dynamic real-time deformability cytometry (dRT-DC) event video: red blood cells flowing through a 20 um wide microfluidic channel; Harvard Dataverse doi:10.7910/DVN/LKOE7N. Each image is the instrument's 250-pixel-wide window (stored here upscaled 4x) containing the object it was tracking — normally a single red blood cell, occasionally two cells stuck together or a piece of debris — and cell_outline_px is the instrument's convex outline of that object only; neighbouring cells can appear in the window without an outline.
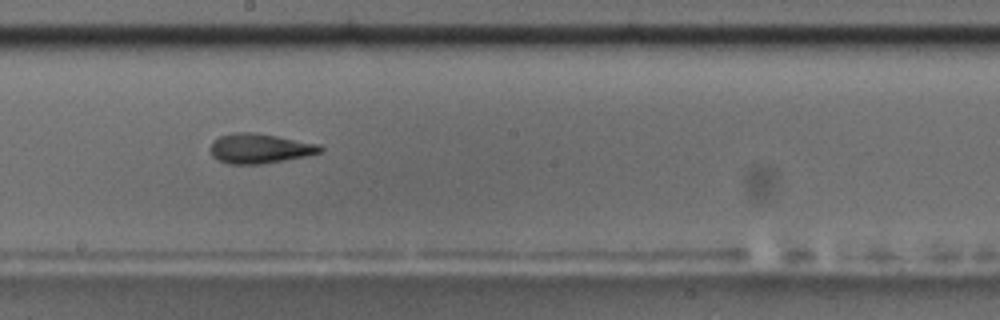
{"species": "common noctule bat (a hibernating species)", "species_latin": "Nyctalus noctula", "temperature_condition": "room temperature", "stored_images_in_passage": 10, "camera_frame_rate_fps": 3000, "um_per_image_px": 0.085, "animal": {"sex": "male", "body_mass_g": 17.5, "forearm_length_mm": 52.3}, "frame": {"image": 1, "passage_image": 9, "time_ms": 9.0, "image_size_px": [1000, 320], "cell_outline_px": [[324, 148], [320, 152], [304, 156], [264, 164], [228, 164], [212, 156], [208, 148], [220, 136], [236, 132], [256, 132], [320, 144]], "centroid_in_image_um": [22.07, 12.62], "position_along_channel_um": 226.1, "area_um2": 19.02}}